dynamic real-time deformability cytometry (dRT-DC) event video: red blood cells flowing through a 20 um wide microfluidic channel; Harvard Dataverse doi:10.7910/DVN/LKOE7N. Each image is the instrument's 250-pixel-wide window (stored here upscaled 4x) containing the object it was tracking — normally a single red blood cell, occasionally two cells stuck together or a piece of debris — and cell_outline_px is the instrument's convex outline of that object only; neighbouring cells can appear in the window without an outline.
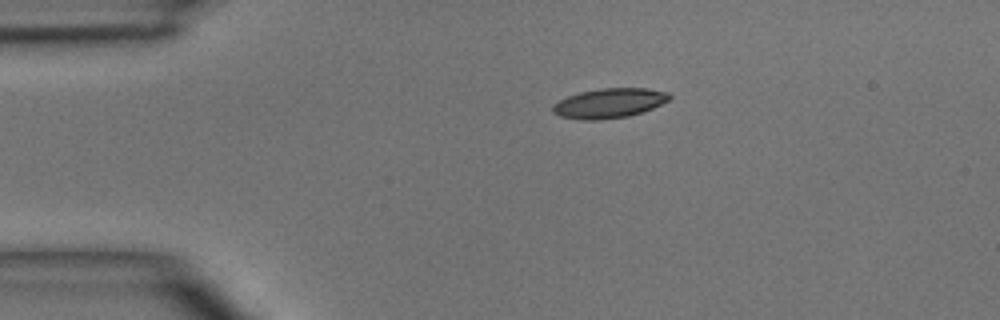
{"species": "common noctule bat (a hibernating species)", "species_latin": "Nyctalus noctula", "temperature_condition": "room temperature", "stored_images_in_passage": 2, "camera_frame_rate_fps": 3000, "um_per_image_px": 0.085, "animal": {"sex": "male", "body_mass_g": 15.6}, "frame": {"image": 1, "passage_image": 1, "time_ms": 0.0, "image_size_px": [1000, 320], "cell_outline_px": [[672, 96], [668, 100], [652, 108], [628, 116], [596, 120], [584, 120], [560, 116], [552, 112], [552, 104], [568, 96], [580, 92], [600, 88], [644, 88], [668, 92]], "centroid_in_image_um": [51.76, 8.76], "position_along_channel_um": 33.2, "area_um2": 20.0}}
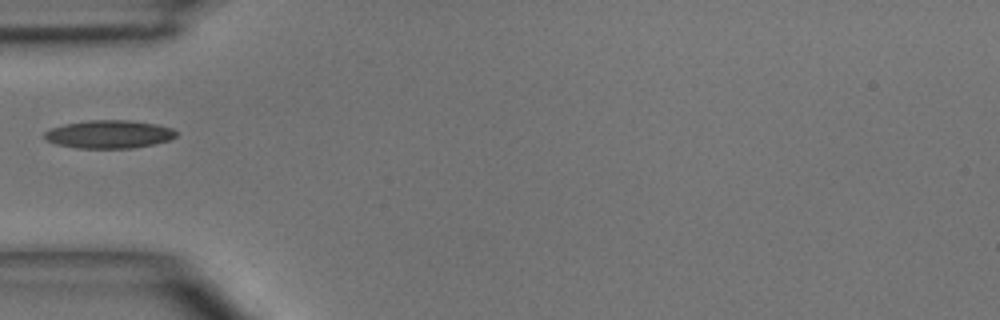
{"frame": {"image": 2, "passage_image": 2, "time_ms": 2.0, "image_size_px": [1000, 320], "cell_outline_px": [[176, 136], [168, 140], [152, 144], [132, 148], [80, 148], [56, 144], [48, 140], [44, 136], [44, 132], [52, 128], [64, 124], [88, 120], [128, 120], [156, 124], [172, 128], [176, 132]], "centroid_in_image_um": [9.26, 11.4], "position_along_channel_um": 75.7, "area_um2": 21.33}}